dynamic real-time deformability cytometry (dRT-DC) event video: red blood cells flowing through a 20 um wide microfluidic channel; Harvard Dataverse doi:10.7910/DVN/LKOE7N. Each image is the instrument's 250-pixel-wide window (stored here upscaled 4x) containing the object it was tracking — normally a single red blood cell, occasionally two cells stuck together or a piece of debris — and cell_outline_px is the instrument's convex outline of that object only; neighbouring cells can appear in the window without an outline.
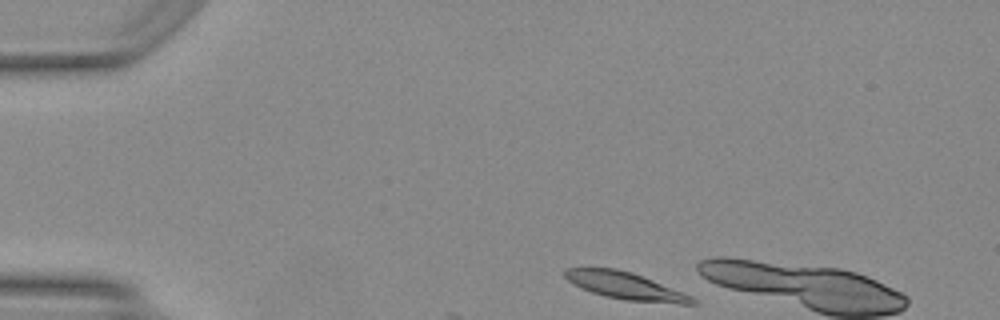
{"species": "Egyptian fruit bat (a non-hibernating species)", "species_latin": "Rousettus aegyptiacus", "temperature_condition": "warm", "stored_images_in_passage": 6, "camera_frame_rate_fps": 3000, "um_per_image_px": 0.085, "animal": {"sex": "female"}, "frame": {"image": 1, "passage_image": 1, "time_ms": 0.0, "image_size_px": [1000, 320], "cell_outline_px": [[696, 304], [680, 304], [624, 300], [604, 296], [580, 288], [572, 284], [564, 276], [564, 268], [616, 268], [632, 272], [692, 296], [696, 300]], "centroid_in_image_um": [53.13, 24.3], "position_along_channel_um": 31.9, "area_um2": 20.11}}